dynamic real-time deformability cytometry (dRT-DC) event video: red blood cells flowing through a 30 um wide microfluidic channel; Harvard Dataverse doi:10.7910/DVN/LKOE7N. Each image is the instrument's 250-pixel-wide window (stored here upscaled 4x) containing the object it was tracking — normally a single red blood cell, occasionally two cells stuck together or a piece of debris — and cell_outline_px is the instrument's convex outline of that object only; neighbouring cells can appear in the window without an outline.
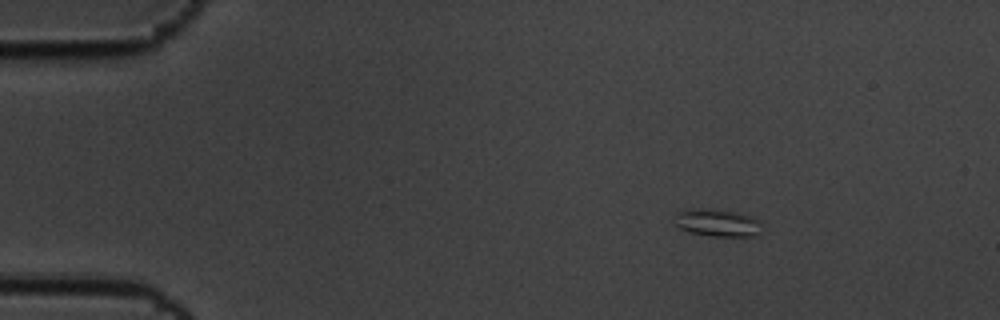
{"species": "common noctule bat (a hibernating species)", "species_latin": "Nyctalus noctula", "temperature_condition": "cold", "stored_images_in_passage": 9, "camera_frame_rate_fps": 3000, "um_per_image_px": 0.085, "animal": {"sex": "male", "body_mass_g": 19.5, "forearm_length_mm": 54.6}, "frame": {"image": 1, "passage_image": 1, "time_ms": 0.0, "image_size_px": [1000, 320], "cell_outline_px": [[760, 232], [752, 236], [712, 236], [688, 232], [672, 224], [680, 212], [692, 208], [736, 212], [752, 216], [760, 220]], "centroid_in_image_um": [60.98, 18.95], "position_along_channel_um": 24.0, "area_um2": 13.76}}